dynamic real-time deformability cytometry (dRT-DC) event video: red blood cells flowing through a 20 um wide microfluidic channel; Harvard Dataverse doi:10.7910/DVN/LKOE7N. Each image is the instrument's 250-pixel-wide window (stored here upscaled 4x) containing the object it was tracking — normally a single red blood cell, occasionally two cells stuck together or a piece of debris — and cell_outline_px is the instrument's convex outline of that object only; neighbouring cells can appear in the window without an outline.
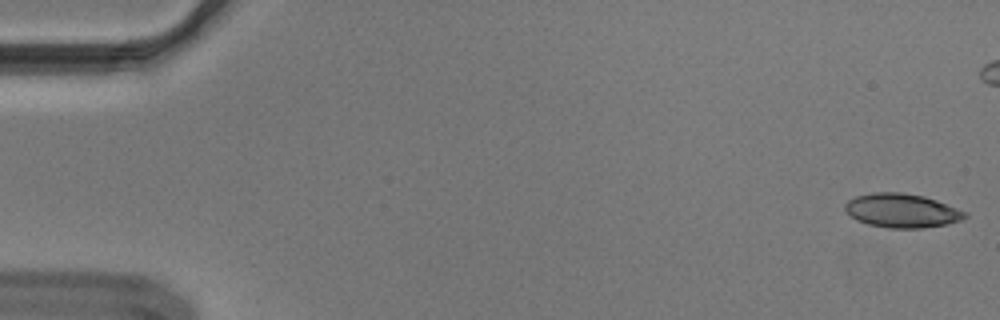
{"species": "Egyptian fruit bat (a non-hibernating species)", "species_latin": "Rousettus aegyptiacus", "temperature_condition": "cold", "stored_images_in_passage": 48, "camera_frame_rate_fps": 3000, "um_per_image_px": 0.085, "animal": {"sex": "male"}, "frame": {"image": 1, "passage_image": 1, "time_ms": 0.0, "image_size_px": [1000, 320], "cell_outline_px": [[968, 216], [960, 220], [948, 224], [924, 228], [888, 228], [868, 224], [856, 220], [844, 208], [844, 204], [848, 200], [856, 196], [872, 192], [900, 192], [924, 196], [936, 200], [968, 212]], "centroid_in_image_um": [76.67, 17.9], "position_along_channel_um": 8.3, "area_um2": 23.81}}
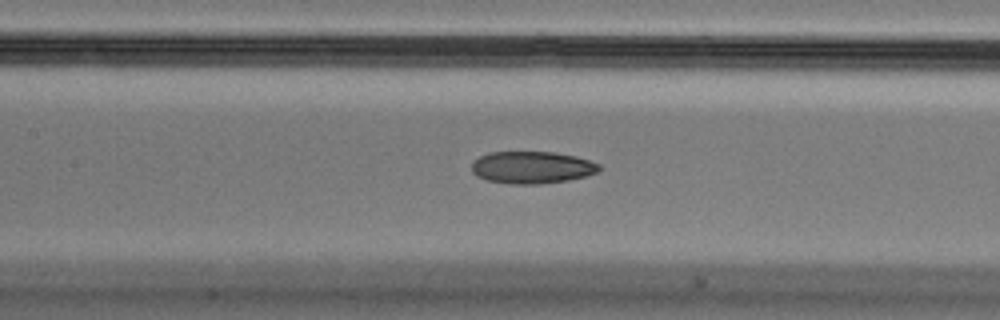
{"frame": {"image": 2, "passage_image": 25, "time_ms": 8.0, "image_size_px": [1000, 320], "cell_outline_px": [[600, 168], [596, 172], [584, 176], [568, 180], [540, 184], [508, 184], [488, 180], [476, 176], [472, 172], [472, 164], [480, 156], [488, 152], [552, 152], [576, 156], [600, 164]], "centroid_in_image_um": [45.19, 14.23], "position_along_channel_um": 162.2, "area_um2": 23.81}}
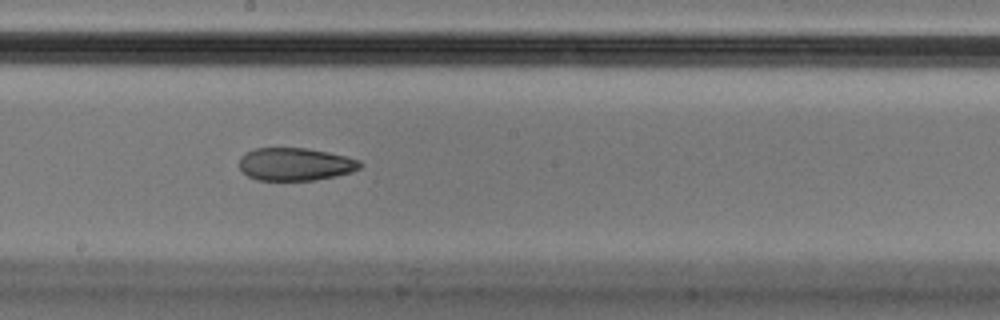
{"frame": {"image": 3, "passage_image": 30, "time_ms": 9.667, "image_size_px": [1000, 320], "cell_outline_px": [[364, 164], [360, 168], [352, 172], [336, 176], [316, 180], [256, 180], [248, 176], [240, 168], [240, 156], [244, 152], [256, 148], [308, 148], [328, 152], [360, 160]], "centroid_in_image_um": [25.11, 13.95], "position_along_channel_um": 223.1, "area_um2": 23.24}}